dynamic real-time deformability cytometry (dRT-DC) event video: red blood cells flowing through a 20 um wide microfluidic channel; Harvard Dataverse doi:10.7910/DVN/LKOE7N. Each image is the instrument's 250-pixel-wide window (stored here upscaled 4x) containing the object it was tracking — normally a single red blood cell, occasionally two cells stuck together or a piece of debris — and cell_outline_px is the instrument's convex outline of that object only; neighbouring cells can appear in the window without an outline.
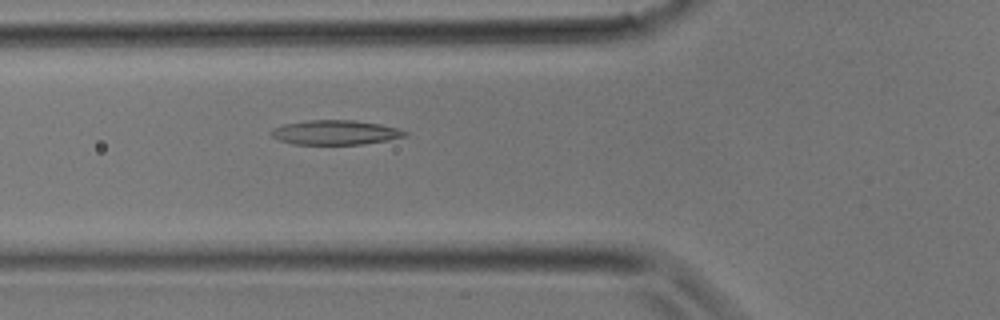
{"species": "common noctule bat (a hibernating species)", "species_latin": "Nyctalus noctula", "temperature_condition": "room temperature", "stored_images_in_passage": 12, "camera_frame_rate_fps": 3000, "um_per_image_px": 0.085, "animal": {"sex": "male", "body_mass_g": 17.9}, "frame": {"image": 1, "passage_image": 4, "time_ms": 1.0, "image_size_px": [1000, 320], "cell_outline_px": [[408, 136], [388, 140], [360, 144], [292, 144], [280, 140], [272, 136], [268, 132], [272, 128], [284, 124], [308, 120], [356, 120], [380, 124], [396, 128], [408, 132]], "centroid_in_image_um": [28.49, 11.25], "position_along_channel_um": 97.3, "area_um2": 19.13}}
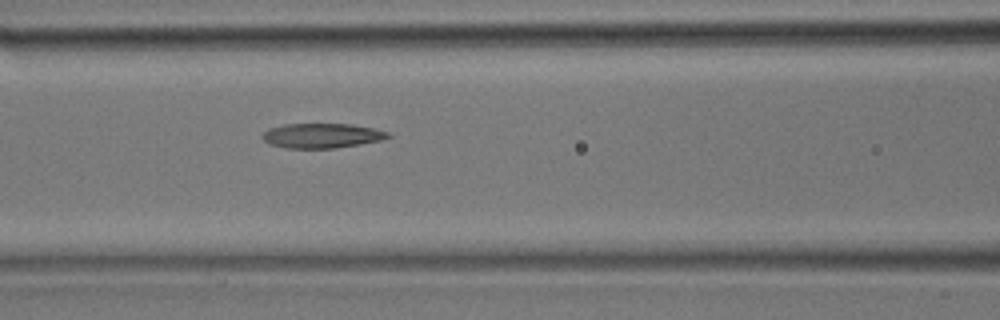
{"frame": {"image": 2, "passage_image": 6, "time_ms": 1.667, "image_size_px": [1000, 320], "cell_outline_px": [[392, 136], [384, 140], [332, 148], [284, 148], [268, 144], [260, 136], [268, 128], [284, 124], [352, 124], [372, 128], [388, 132]], "centroid_in_image_um": [27.32, 11.53], "position_along_channel_um": 139.3, "area_um2": 18.15}}
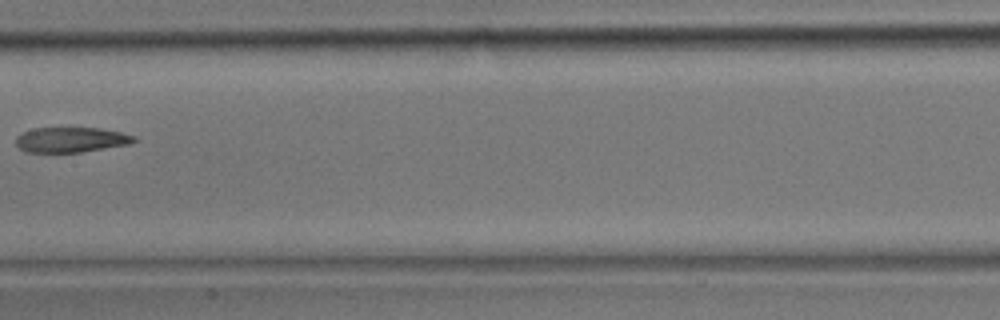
{"frame": {"image": 3, "passage_image": 9, "time_ms": 2.667, "image_size_px": [1000, 320], "cell_outline_px": [[136, 140], [128, 144], [80, 152], [24, 152], [16, 144], [16, 136], [32, 128], [100, 128], [120, 132], [136, 136]], "centroid_in_image_um": [6.01, 11.87], "position_along_channel_um": 201.4, "area_um2": 17.17}}